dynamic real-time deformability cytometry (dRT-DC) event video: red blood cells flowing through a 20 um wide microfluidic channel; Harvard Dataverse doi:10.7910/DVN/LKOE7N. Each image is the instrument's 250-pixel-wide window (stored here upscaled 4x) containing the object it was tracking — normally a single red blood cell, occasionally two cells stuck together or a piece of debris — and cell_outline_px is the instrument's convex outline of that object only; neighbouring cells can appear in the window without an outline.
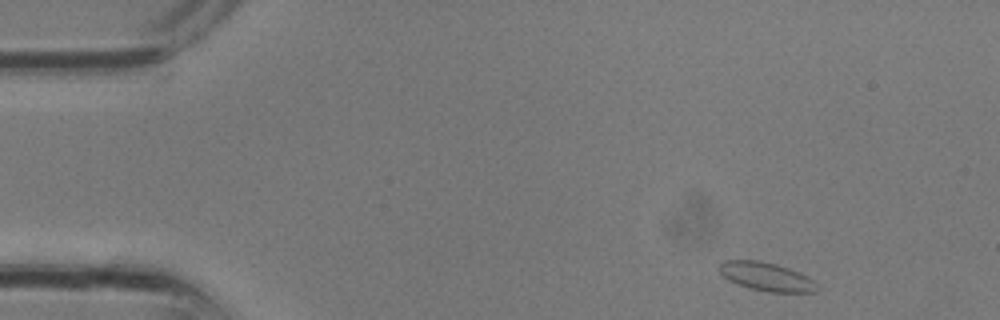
{"species": "common noctule bat (a hibernating species)", "species_latin": "Nyctalus noctula", "temperature_condition": "room temperature", "stored_images_in_passage": 29, "camera_frame_rate_fps": 3000, "um_per_image_px": 0.085, "animal": {"sex": "male", "body_mass_g": 13.3}, "frame": {"image": 1, "passage_image": 1, "time_ms": 0.0, "image_size_px": [1000, 320], "cell_outline_px": [[820, 288], [816, 292], [768, 292], [752, 288], [728, 280], [720, 272], [720, 264], [724, 260], [756, 260], [776, 264], [800, 272], [808, 276]], "centroid_in_image_um": [65.19, 23.51], "position_along_channel_um": 19.8, "area_um2": 16.07}}
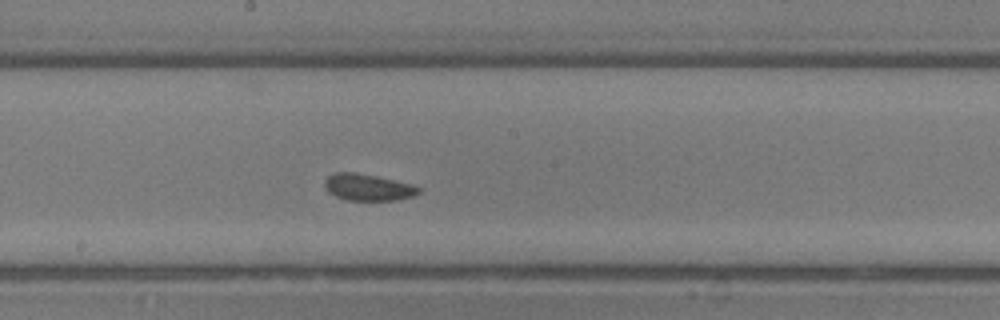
{"frame": {"image": 2, "passage_image": 14, "time_ms": 4.333, "image_size_px": [1000, 320], "cell_outline_px": [[420, 192], [412, 196], [396, 200], [348, 200], [336, 196], [328, 192], [324, 188], [324, 180], [328, 176], [336, 172], [356, 172], [412, 184], [420, 188]], "centroid_in_image_um": [31.24, 15.92], "position_along_channel_um": 217.0, "area_um2": 14.51}}
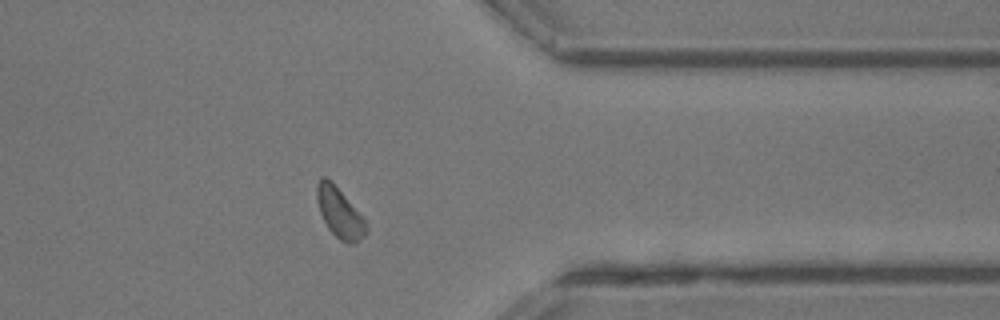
{"frame": {"image": 3, "passage_image": 22, "time_ms": 7.0, "image_size_px": [1000, 320], "cell_outline_px": [[368, 232], [356, 244], [348, 244], [340, 240], [328, 228], [320, 212], [316, 196], [316, 184], [320, 176], [324, 176], [332, 180], [368, 224]], "centroid_in_image_um": [28.87, 18.08], "position_along_channel_um": 382.5, "area_um2": 14.51}}